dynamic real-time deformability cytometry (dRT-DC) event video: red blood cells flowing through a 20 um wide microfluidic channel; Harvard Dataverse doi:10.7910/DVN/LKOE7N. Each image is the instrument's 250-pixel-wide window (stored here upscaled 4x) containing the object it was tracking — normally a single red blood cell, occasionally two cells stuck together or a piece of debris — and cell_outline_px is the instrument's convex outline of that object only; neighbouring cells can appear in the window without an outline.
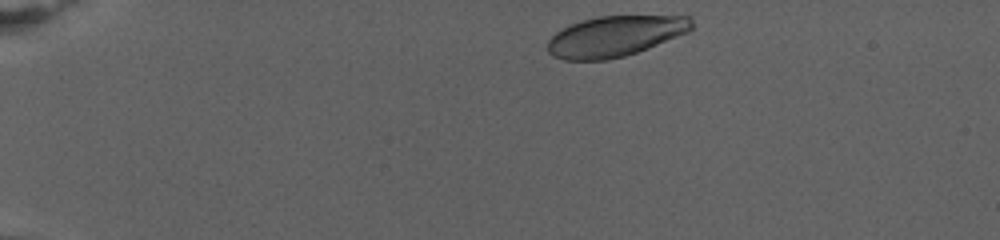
{"species": "human", "species_latin": "Homo sapiens", "temperature_condition": "warm", "stored_images_in_passage": 46, "camera_frame_rate_fps": 3000, "um_per_image_px": 0.085, "donor": {"sex": "female"}, "frame": {"image": 1, "passage_image": 2, "time_ms": 0.333, "image_size_px": [1000, 240], "cell_outline_px": [[692, 28], [688, 32], [648, 48], [624, 56], [608, 60], [564, 60], [552, 56], [548, 52], [548, 40], [556, 32], [572, 24], [596, 16], [688, 16], [692, 20]], "centroid_in_image_um": [52.26, 3.08], "position_along_channel_um": 32.7, "area_um2": 33.87}}
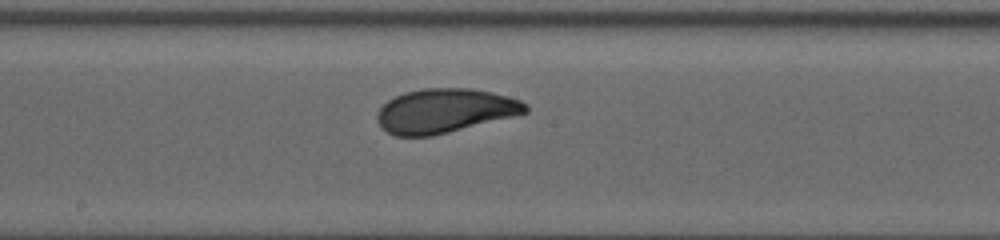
{"frame": {"image": 2, "passage_image": 26, "time_ms": 10.333, "image_size_px": [1000, 240], "cell_outline_px": [[528, 112], [432, 136], [396, 136], [380, 128], [376, 120], [376, 116], [380, 108], [388, 100], [404, 92], [424, 88], [472, 88], [492, 92], [508, 96], [520, 100], [528, 104]], "centroid_in_image_um": [37.78, 9.41], "position_along_channel_um": 210.4, "area_um2": 38.09}}
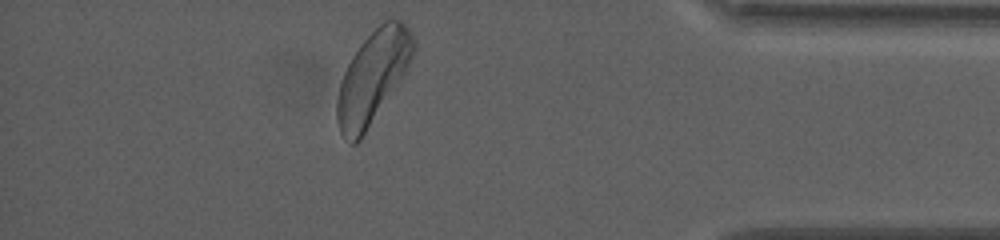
{"frame": {"image": 3, "passage_image": 45, "time_ms": 18.667, "image_size_px": [1000, 240], "cell_outline_px": [[416, 48], [412, 60], [404, 76], [360, 140], [356, 144], [352, 144], [340, 132], [336, 120], [336, 100], [340, 84], [344, 72], [352, 56], [360, 44], [384, 20], [400, 20], [408, 28], [416, 40]], "centroid_in_image_um": [31.71, 6.56], "position_along_channel_um": 403.5, "area_um2": 40.98}, "authors_computed_cell_mechanics": {"area_um2": 37.6567, "velocity_mm_per_s": 2.6591, "shape_relaxation_time_tau1_ms": 3.029, "shape_relaxation_time_tau2_ms": 2.4425, "deformation_change_tau1": 0.1216, "deformation_change_tau2": 0.0695}}